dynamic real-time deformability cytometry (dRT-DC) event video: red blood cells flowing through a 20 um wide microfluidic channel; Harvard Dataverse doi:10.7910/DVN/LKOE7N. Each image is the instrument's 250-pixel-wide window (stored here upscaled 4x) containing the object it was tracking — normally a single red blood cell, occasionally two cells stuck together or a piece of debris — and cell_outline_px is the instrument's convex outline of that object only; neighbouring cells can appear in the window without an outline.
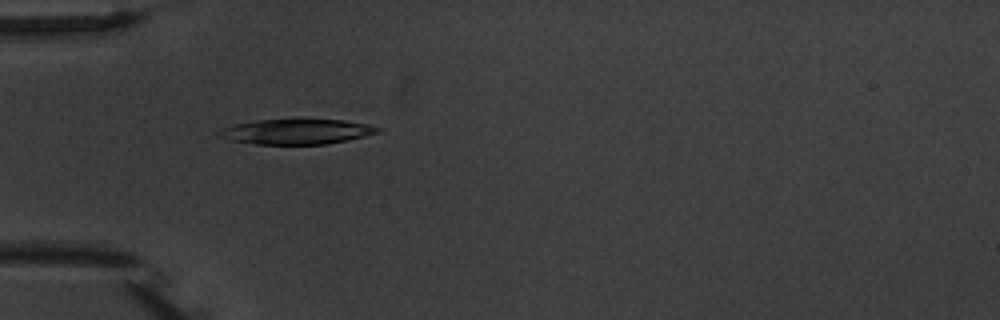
{"species": "common noctule bat (a hibernating species)", "species_latin": "Nyctalus noctula", "temperature_condition": "warm", "stored_images_in_passage": 8, "camera_frame_rate_fps": 3000, "um_per_image_px": 0.085, "animal": {"sex": "male", "body_mass_g": 20.1, "forearm_length_mm": 53.5}, "frame": {"image": 1, "passage_image": 2, "time_ms": 1.0, "image_size_px": [1000, 320], "cell_outline_px": [[380, 132], [348, 140], [328, 144], [256, 144], [232, 140], [220, 136], [216, 132], [220, 128], [236, 124], [256, 120], [296, 116], [300, 116], [340, 120], [364, 124], [380, 128]], "centroid_in_image_um": [25.18, 11.14], "position_along_channel_um": 59.8, "area_um2": 24.1}}
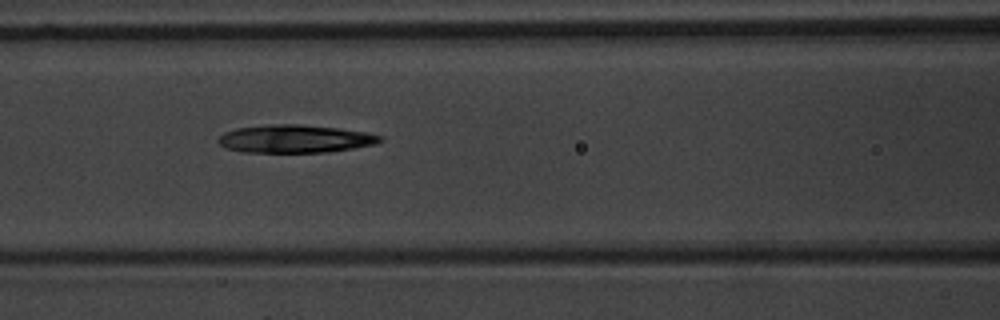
{"frame": {"image": 2, "passage_image": 4, "time_ms": 3.333, "image_size_px": [1000, 320], "cell_outline_px": [[384, 140], [376, 144], [328, 152], [244, 152], [228, 148], [220, 144], [216, 140], [224, 132], [236, 128], [272, 124], [296, 124], [336, 128], [368, 132], [380, 136]], "centroid_in_image_um": [25.08, 11.8], "position_along_channel_um": 141.5, "area_um2": 26.18}}
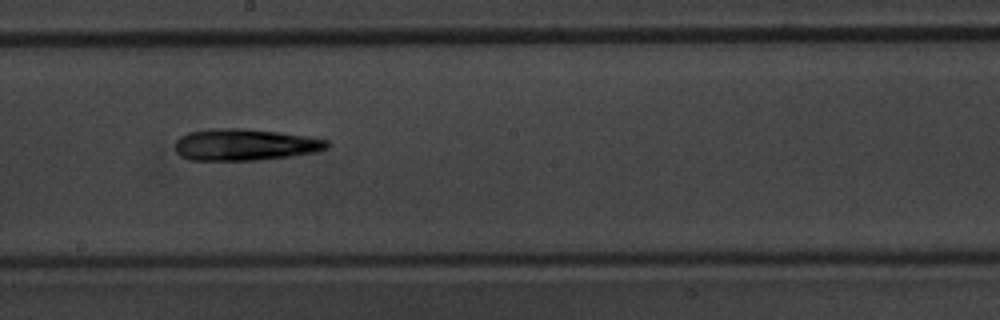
{"frame": {"image": 3, "passage_image": 6, "time_ms": 5.667, "image_size_px": [1000, 320], "cell_outline_px": [[332, 144], [328, 148], [316, 152], [292, 156], [256, 160], [188, 160], [180, 156], [176, 152], [176, 140], [180, 136], [188, 132], [208, 128], [240, 128], [280, 132], [308, 136], [328, 140]], "centroid_in_image_um": [20.83, 12.29], "position_along_channel_um": 227.4, "area_um2": 28.38}}